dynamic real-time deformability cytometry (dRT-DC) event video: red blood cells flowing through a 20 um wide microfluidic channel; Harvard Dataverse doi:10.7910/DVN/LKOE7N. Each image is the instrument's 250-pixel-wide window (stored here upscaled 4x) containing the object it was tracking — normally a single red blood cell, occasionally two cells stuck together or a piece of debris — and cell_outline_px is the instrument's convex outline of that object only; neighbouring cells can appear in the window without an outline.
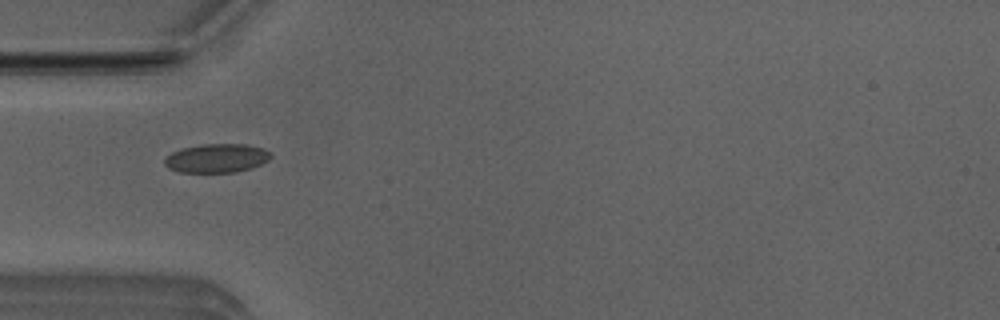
{"species": "Egyptian fruit bat (a non-hibernating species)", "species_latin": "Rousettus aegyptiacus", "temperature_condition": "room temperature", "stored_images_in_passage": 9, "camera_frame_rate_fps": 3000, "um_per_image_px": 0.085, "animal": {"sex": "male"}, "frame": {"image": 1, "passage_image": 6, "time_ms": 1.667, "image_size_px": [1000, 320], "cell_outline_px": [[272, 156], [268, 160], [252, 168], [232, 172], [180, 172], [168, 168], [164, 164], [164, 156], [180, 148], [200, 144], [248, 144], [264, 148], [272, 152]], "centroid_in_image_um": [18.41, 13.43], "position_along_channel_um": 66.6, "area_um2": 18.09}}
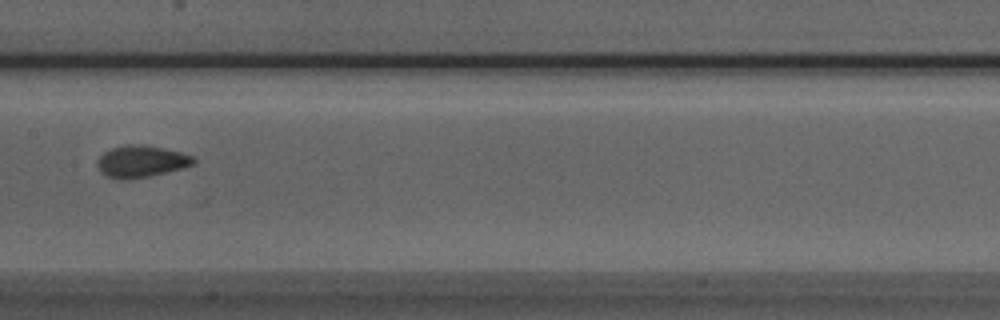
{"frame": {"image": 2, "passage_image": 9, "time_ms": 2.667, "image_size_px": [1000, 320], "cell_outline_px": [[196, 164], [184, 168], [148, 176], [120, 180], [108, 176], [96, 164], [100, 156], [104, 152], [112, 148], [128, 144], [140, 144], [180, 152], [192, 156], [196, 160]], "centroid_in_image_um": [12.04, 13.71], "position_along_channel_um": 195.4, "area_um2": 17.51}}